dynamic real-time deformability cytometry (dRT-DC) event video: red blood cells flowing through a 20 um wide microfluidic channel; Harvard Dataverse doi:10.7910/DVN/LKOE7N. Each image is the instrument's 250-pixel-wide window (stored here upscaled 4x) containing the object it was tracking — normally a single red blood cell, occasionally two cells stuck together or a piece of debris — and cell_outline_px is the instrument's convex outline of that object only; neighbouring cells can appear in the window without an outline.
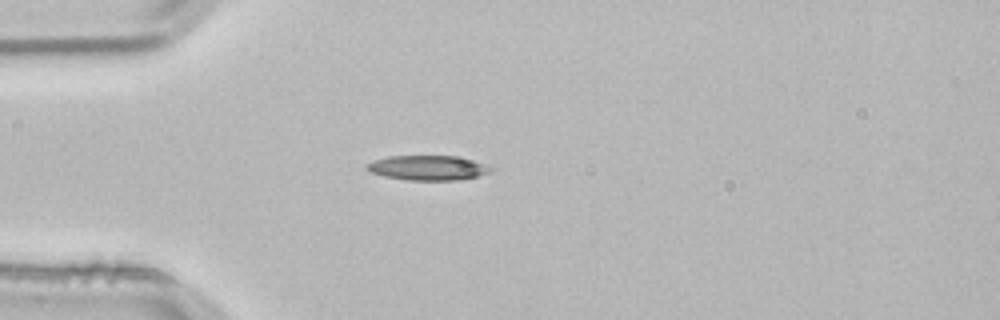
{"species": "common noctule bat (a hibernating species)", "species_latin": "Nyctalus noctula", "temperature_condition": "room temperature", "stored_images_in_passage": 2, "camera_frame_rate_fps": 3000, "um_per_image_px": 0.085, "animal": {"sex": "male", "body_mass_g": 21.5, "forearm_length_mm": 52.0}, "frame": {"image": 1, "passage_image": 2, "time_ms": 0.333, "image_size_px": [1000, 320], "cell_outline_px": [[496, 168], [492, 172], [460, 180], [408, 180], [384, 176], [368, 172], [364, 168], [364, 164], [388, 156], [456, 156], [472, 160]], "centroid_in_image_um": [36.35, 14.27], "position_along_channel_um": 48.6, "area_um2": 18.03}}